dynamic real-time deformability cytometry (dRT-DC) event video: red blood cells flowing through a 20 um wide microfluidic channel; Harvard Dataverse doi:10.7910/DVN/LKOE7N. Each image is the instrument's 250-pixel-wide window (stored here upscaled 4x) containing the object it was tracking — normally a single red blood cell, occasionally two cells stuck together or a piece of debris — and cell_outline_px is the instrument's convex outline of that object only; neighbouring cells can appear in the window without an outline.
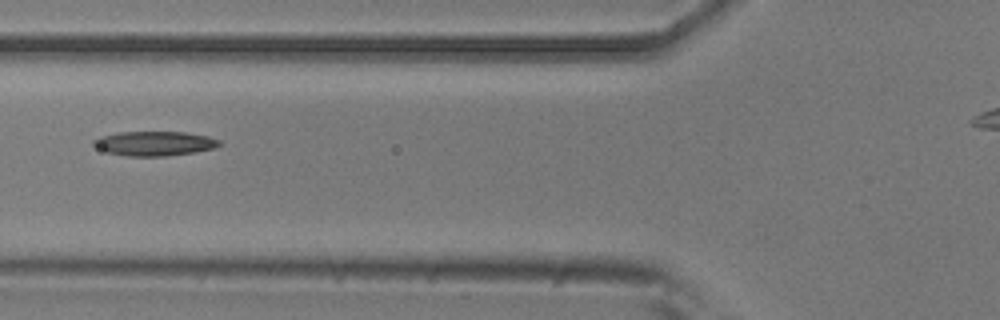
{"species": "common noctule bat (a hibernating species)", "species_latin": "Nyctalus noctula", "temperature_condition": "room temperature", "stored_images_in_passage": 5, "camera_frame_rate_fps": 3000, "um_per_image_px": 0.085, "animal": {"sex": "male", "body_mass_g": 20.5, "forearm_length_mm": 52.5}, "frame": {"image": 1, "passage_image": 4, "time_ms": 1.0, "image_size_px": [1000, 320], "cell_outline_px": [[224, 144], [216, 148], [196, 152], [168, 156], [128, 156], [108, 152], [92, 144], [92, 140], [100, 136], [120, 132], [184, 132], [208, 136], [220, 140]], "centroid_in_image_um": [13.2, 12.19], "position_along_channel_um": 112.6, "area_um2": 18.03}}
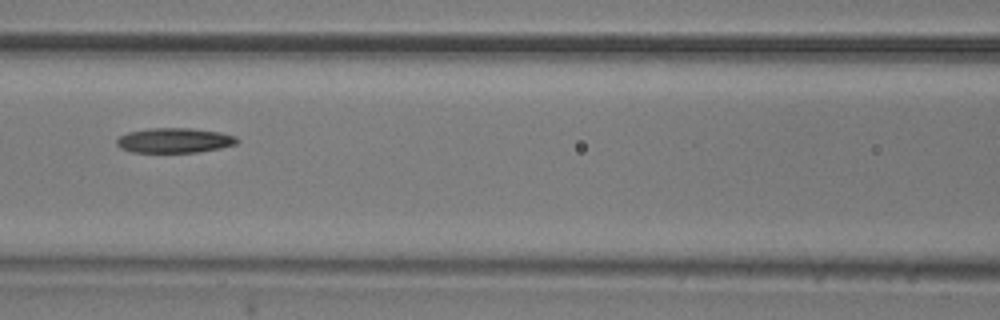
{"frame": {"image": 2, "passage_image": 5, "time_ms": 1.333, "image_size_px": [1000, 320], "cell_outline_px": [[240, 140], [236, 144], [220, 148], [196, 152], [132, 152], [120, 148], [116, 144], [116, 140], [120, 136], [128, 132], [148, 128], [192, 128], [220, 132], [236, 136]], "centroid_in_image_um": [14.83, 11.93], "position_along_channel_um": 151.8, "area_um2": 17.51}}